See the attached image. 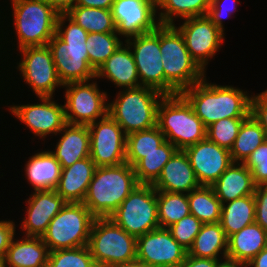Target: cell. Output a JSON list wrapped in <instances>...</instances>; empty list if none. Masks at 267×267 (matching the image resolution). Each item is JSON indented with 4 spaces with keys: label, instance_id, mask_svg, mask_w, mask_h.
Returning a JSON list of instances; mask_svg holds the SVG:
<instances>
[{
    "label": "cell",
    "instance_id": "33",
    "mask_svg": "<svg viewBox=\"0 0 267 267\" xmlns=\"http://www.w3.org/2000/svg\"><path fill=\"white\" fill-rule=\"evenodd\" d=\"M177 150L173 144L166 140L156 151L146 154L134 166L138 184L153 185L161 175L165 164Z\"/></svg>",
    "mask_w": 267,
    "mask_h": 267
},
{
    "label": "cell",
    "instance_id": "9",
    "mask_svg": "<svg viewBox=\"0 0 267 267\" xmlns=\"http://www.w3.org/2000/svg\"><path fill=\"white\" fill-rule=\"evenodd\" d=\"M137 238L128 234L111 218H96L88 247L98 267L136 259Z\"/></svg>",
    "mask_w": 267,
    "mask_h": 267
},
{
    "label": "cell",
    "instance_id": "22",
    "mask_svg": "<svg viewBox=\"0 0 267 267\" xmlns=\"http://www.w3.org/2000/svg\"><path fill=\"white\" fill-rule=\"evenodd\" d=\"M104 77L123 89L141 86L134 57L127 44H122L95 72V78Z\"/></svg>",
    "mask_w": 267,
    "mask_h": 267
},
{
    "label": "cell",
    "instance_id": "36",
    "mask_svg": "<svg viewBox=\"0 0 267 267\" xmlns=\"http://www.w3.org/2000/svg\"><path fill=\"white\" fill-rule=\"evenodd\" d=\"M165 141V136L157 125L127 135L126 162L134 167L146 154L156 151Z\"/></svg>",
    "mask_w": 267,
    "mask_h": 267
},
{
    "label": "cell",
    "instance_id": "8",
    "mask_svg": "<svg viewBox=\"0 0 267 267\" xmlns=\"http://www.w3.org/2000/svg\"><path fill=\"white\" fill-rule=\"evenodd\" d=\"M96 218L83 203L67 202L42 236L49 252L86 246Z\"/></svg>",
    "mask_w": 267,
    "mask_h": 267
},
{
    "label": "cell",
    "instance_id": "27",
    "mask_svg": "<svg viewBox=\"0 0 267 267\" xmlns=\"http://www.w3.org/2000/svg\"><path fill=\"white\" fill-rule=\"evenodd\" d=\"M267 247V231L256 222L227 238V258L247 264Z\"/></svg>",
    "mask_w": 267,
    "mask_h": 267
},
{
    "label": "cell",
    "instance_id": "30",
    "mask_svg": "<svg viewBox=\"0 0 267 267\" xmlns=\"http://www.w3.org/2000/svg\"><path fill=\"white\" fill-rule=\"evenodd\" d=\"M255 222L254 195L243 196L222 204L220 224L226 237Z\"/></svg>",
    "mask_w": 267,
    "mask_h": 267
},
{
    "label": "cell",
    "instance_id": "40",
    "mask_svg": "<svg viewBox=\"0 0 267 267\" xmlns=\"http://www.w3.org/2000/svg\"><path fill=\"white\" fill-rule=\"evenodd\" d=\"M246 118H224L209 125L206 138L230 150L238 135L240 126Z\"/></svg>",
    "mask_w": 267,
    "mask_h": 267
},
{
    "label": "cell",
    "instance_id": "37",
    "mask_svg": "<svg viewBox=\"0 0 267 267\" xmlns=\"http://www.w3.org/2000/svg\"><path fill=\"white\" fill-rule=\"evenodd\" d=\"M157 212L161 228H168L180 221L190 214L187 194L157 191Z\"/></svg>",
    "mask_w": 267,
    "mask_h": 267
},
{
    "label": "cell",
    "instance_id": "35",
    "mask_svg": "<svg viewBox=\"0 0 267 267\" xmlns=\"http://www.w3.org/2000/svg\"><path fill=\"white\" fill-rule=\"evenodd\" d=\"M190 213L203 224L219 223L222 203L211 186H200L187 194Z\"/></svg>",
    "mask_w": 267,
    "mask_h": 267
},
{
    "label": "cell",
    "instance_id": "10",
    "mask_svg": "<svg viewBox=\"0 0 267 267\" xmlns=\"http://www.w3.org/2000/svg\"><path fill=\"white\" fill-rule=\"evenodd\" d=\"M109 218L136 238L159 228L157 190L138 184Z\"/></svg>",
    "mask_w": 267,
    "mask_h": 267
},
{
    "label": "cell",
    "instance_id": "51",
    "mask_svg": "<svg viewBox=\"0 0 267 267\" xmlns=\"http://www.w3.org/2000/svg\"><path fill=\"white\" fill-rule=\"evenodd\" d=\"M102 267H150V266H148L147 264L136 258L131 261L117 263V264H110Z\"/></svg>",
    "mask_w": 267,
    "mask_h": 267
},
{
    "label": "cell",
    "instance_id": "42",
    "mask_svg": "<svg viewBox=\"0 0 267 267\" xmlns=\"http://www.w3.org/2000/svg\"><path fill=\"white\" fill-rule=\"evenodd\" d=\"M244 164L251 171L256 186L267 185V139L250 154Z\"/></svg>",
    "mask_w": 267,
    "mask_h": 267
},
{
    "label": "cell",
    "instance_id": "16",
    "mask_svg": "<svg viewBox=\"0 0 267 267\" xmlns=\"http://www.w3.org/2000/svg\"><path fill=\"white\" fill-rule=\"evenodd\" d=\"M111 11L116 33L126 40L160 26L155 0H114Z\"/></svg>",
    "mask_w": 267,
    "mask_h": 267
},
{
    "label": "cell",
    "instance_id": "28",
    "mask_svg": "<svg viewBox=\"0 0 267 267\" xmlns=\"http://www.w3.org/2000/svg\"><path fill=\"white\" fill-rule=\"evenodd\" d=\"M24 169L34 191L55 190L62 171L60 162L49 150L31 156Z\"/></svg>",
    "mask_w": 267,
    "mask_h": 267
},
{
    "label": "cell",
    "instance_id": "46",
    "mask_svg": "<svg viewBox=\"0 0 267 267\" xmlns=\"http://www.w3.org/2000/svg\"><path fill=\"white\" fill-rule=\"evenodd\" d=\"M12 220L0 221V263H3L6 251L11 244L13 238H15L16 225Z\"/></svg>",
    "mask_w": 267,
    "mask_h": 267
},
{
    "label": "cell",
    "instance_id": "41",
    "mask_svg": "<svg viewBox=\"0 0 267 267\" xmlns=\"http://www.w3.org/2000/svg\"><path fill=\"white\" fill-rule=\"evenodd\" d=\"M202 225L203 223L190 213L180 221L170 225L167 229L172 237L188 251Z\"/></svg>",
    "mask_w": 267,
    "mask_h": 267
},
{
    "label": "cell",
    "instance_id": "20",
    "mask_svg": "<svg viewBox=\"0 0 267 267\" xmlns=\"http://www.w3.org/2000/svg\"><path fill=\"white\" fill-rule=\"evenodd\" d=\"M26 202L27 216L21 228L27 237H42L50 221L67 203L55 190L35 191Z\"/></svg>",
    "mask_w": 267,
    "mask_h": 267
},
{
    "label": "cell",
    "instance_id": "25",
    "mask_svg": "<svg viewBox=\"0 0 267 267\" xmlns=\"http://www.w3.org/2000/svg\"><path fill=\"white\" fill-rule=\"evenodd\" d=\"M222 204L237 198L254 195L255 187L251 171L244 163L232 162L211 186Z\"/></svg>",
    "mask_w": 267,
    "mask_h": 267
},
{
    "label": "cell",
    "instance_id": "48",
    "mask_svg": "<svg viewBox=\"0 0 267 267\" xmlns=\"http://www.w3.org/2000/svg\"><path fill=\"white\" fill-rule=\"evenodd\" d=\"M54 8L59 14H66L76 5V0H43Z\"/></svg>",
    "mask_w": 267,
    "mask_h": 267
},
{
    "label": "cell",
    "instance_id": "45",
    "mask_svg": "<svg viewBox=\"0 0 267 267\" xmlns=\"http://www.w3.org/2000/svg\"><path fill=\"white\" fill-rule=\"evenodd\" d=\"M255 222L267 231V185L255 187Z\"/></svg>",
    "mask_w": 267,
    "mask_h": 267
},
{
    "label": "cell",
    "instance_id": "47",
    "mask_svg": "<svg viewBox=\"0 0 267 267\" xmlns=\"http://www.w3.org/2000/svg\"><path fill=\"white\" fill-rule=\"evenodd\" d=\"M218 260H221V258H199L187 254L184 261L180 264L179 267H216Z\"/></svg>",
    "mask_w": 267,
    "mask_h": 267
},
{
    "label": "cell",
    "instance_id": "7",
    "mask_svg": "<svg viewBox=\"0 0 267 267\" xmlns=\"http://www.w3.org/2000/svg\"><path fill=\"white\" fill-rule=\"evenodd\" d=\"M19 50L46 46L56 31L59 13L43 0H11Z\"/></svg>",
    "mask_w": 267,
    "mask_h": 267
},
{
    "label": "cell",
    "instance_id": "15",
    "mask_svg": "<svg viewBox=\"0 0 267 267\" xmlns=\"http://www.w3.org/2000/svg\"><path fill=\"white\" fill-rule=\"evenodd\" d=\"M125 43L133 54L141 86L154 88L164 94L160 26L155 31L129 38Z\"/></svg>",
    "mask_w": 267,
    "mask_h": 267
},
{
    "label": "cell",
    "instance_id": "29",
    "mask_svg": "<svg viewBox=\"0 0 267 267\" xmlns=\"http://www.w3.org/2000/svg\"><path fill=\"white\" fill-rule=\"evenodd\" d=\"M219 253L223 259L227 257V237L221 224H203L187 254L199 258L219 259Z\"/></svg>",
    "mask_w": 267,
    "mask_h": 267
},
{
    "label": "cell",
    "instance_id": "39",
    "mask_svg": "<svg viewBox=\"0 0 267 267\" xmlns=\"http://www.w3.org/2000/svg\"><path fill=\"white\" fill-rule=\"evenodd\" d=\"M46 267H98L88 245L49 252Z\"/></svg>",
    "mask_w": 267,
    "mask_h": 267
},
{
    "label": "cell",
    "instance_id": "18",
    "mask_svg": "<svg viewBox=\"0 0 267 267\" xmlns=\"http://www.w3.org/2000/svg\"><path fill=\"white\" fill-rule=\"evenodd\" d=\"M41 103L13 105L9 110L22 123L31 129L32 133L43 138L49 134L58 133L67 124L65 107L53 100V97H38Z\"/></svg>",
    "mask_w": 267,
    "mask_h": 267
},
{
    "label": "cell",
    "instance_id": "38",
    "mask_svg": "<svg viewBox=\"0 0 267 267\" xmlns=\"http://www.w3.org/2000/svg\"><path fill=\"white\" fill-rule=\"evenodd\" d=\"M117 35V33L88 34L86 47L89 64L95 72L123 44Z\"/></svg>",
    "mask_w": 267,
    "mask_h": 267
},
{
    "label": "cell",
    "instance_id": "21",
    "mask_svg": "<svg viewBox=\"0 0 267 267\" xmlns=\"http://www.w3.org/2000/svg\"><path fill=\"white\" fill-rule=\"evenodd\" d=\"M195 172L184 150H177L165 164L161 175L153 184L157 191L188 194L199 188Z\"/></svg>",
    "mask_w": 267,
    "mask_h": 267
},
{
    "label": "cell",
    "instance_id": "44",
    "mask_svg": "<svg viewBox=\"0 0 267 267\" xmlns=\"http://www.w3.org/2000/svg\"><path fill=\"white\" fill-rule=\"evenodd\" d=\"M250 114L264 129L267 139V89L257 95H251Z\"/></svg>",
    "mask_w": 267,
    "mask_h": 267
},
{
    "label": "cell",
    "instance_id": "4",
    "mask_svg": "<svg viewBox=\"0 0 267 267\" xmlns=\"http://www.w3.org/2000/svg\"><path fill=\"white\" fill-rule=\"evenodd\" d=\"M164 95L182 93L203 80L205 72L191 58L183 36L173 25H160Z\"/></svg>",
    "mask_w": 267,
    "mask_h": 267
},
{
    "label": "cell",
    "instance_id": "13",
    "mask_svg": "<svg viewBox=\"0 0 267 267\" xmlns=\"http://www.w3.org/2000/svg\"><path fill=\"white\" fill-rule=\"evenodd\" d=\"M88 128L90 157L97 167L126 162L127 135L109 114L88 125Z\"/></svg>",
    "mask_w": 267,
    "mask_h": 267
},
{
    "label": "cell",
    "instance_id": "11",
    "mask_svg": "<svg viewBox=\"0 0 267 267\" xmlns=\"http://www.w3.org/2000/svg\"><path fill=\"white\" fill-rule=\"evenodd\" d=\"M64 87L68 124L88 126L108 114L107 92H101L96 81L71 82Z\"/></svg>",
    "mask_w": 267,
    "mask_h": 267
},
{
    "label": "cell",
    "instance_id": "12",
    "mask_svg": "<svg viewBox=\"0 0 267 267\" xmlns=\"http://www.w3.org/2000/svg\"><path fill=\"white\" fill-rule=\"evenodd\" d=\"M22 61L18 64L24 82L32 88L36 97H53L56 88L63 87L48 45L20 49Z\"/></svg>",
    "mask_w": 267,
    "mask_h": 267
},
{
    "label": "cell",
    "instance_id": "23",
    "mask_svg": "<svg viewBox=\"0 0 267 267\" xmlns=\"http://www.w3.org/2000/svg\"><path fill=\"white\" fill-rule=\"evenodd\" d=\"M96 167L91 157H86L69 167L62 168L55 191L66 202L82 203Z\"/></svg>",
    "mask_w": 267,
    "mask_h": 267
},
{
    "label": "cell",
    "instance_id": "34",
    "mask_svg": "<svg viewBox=\"0 0 267 267\" xmlns=\"http://www.w3.org/2000/svg\"><path fill=\"white\" fill-rule=\"evenodd\" d=\"M66 15L88 33H116L111 10L74 6Z\"/></svg>",
    "mask_w": 267,
    "mask_h": 267
},
{
    "label": "cell",
    "instance_id": "19",
    "mask_svg": "<svg viewBox=\"0 0 267 267\" xmlns=\"http://www.w3.org/2000/svg\"><path fill=\"white\" fill-rule=\"evenodd\" d=\"M184 151L201 186H212L232 163L230 150L207 138Z\"/></svg>",
    "mask_w": 267,
    "mask_h": 267
},
{
    "label": "cell",
    "instance_id": "31",
    "mask_svg": "<svg viewBox=\"0 0 267 267\" xmlns=\"http://www.w3.org/2000/svg\"><path fill=\"white\" fill-rule=\"evenodd\" d=\"M211 0H157L156 6L160 25H175L174 18L187 19L206 16Z\"/></svg>",
    "mask_w": 267,
    "mask_h": 267
},
{
    "label": "cell",
    "instance_id": "2",
    "mask_svg": "<svg viewBox=\"0 0 267 267\" xmlns=\"http://www.w3.org/2000/svg\"><path fill=\"white\" fill-rule=\"evenodd\" d=\"M207 81L205 75L202 81L181 93L206 127L220 119L247 118L250 115L251 96L247 91Z\"/></svg>",
    "mask_w": 267,
    "mask_h": 267
},
{
    "label": "cell",
    "instance_id": "1",
    "mask_svg": "<svg viewBox=\"0 0 267 267\" xmlns=\"http://www.w3.org/2000/svg\"><path fill=\"white\" fill-rule=\"evenodd\" d=\"M88 34L66 14H59L55 35L48 42V47L63 85L96 79L87 53Z\"/></svg>",
    "mask_w": 267,
    "mask_h": 267
},
{
    "label": "cell",
    "instance_id": "14",
    "mask_svg": "<svg viewBox=\"0 0 267 267\" xmlns=\"http://www.w3.org/2000/svg\"><path fill=\"white\" fill-rule=\"evenodd\" d=\"M183 36L191 58L205 72L208 61L218 52L224 41V31L207 16L184 19L179 27L173 25Z\"/></svg>",
    "mask_w": 267,
    "mask_h": 267
},
{
    "label": "cell",
    "instance_id": "6",
    "mask_svg": "<svg viewBox=\"0 0 267 267\" xmlns=\"http://www.w3.org/2000/svg\"><path fill=\"white\" fill-rule=\"evenodd\" d=\"M164 94L154 88L140 86L123 89L108 102V114L126 135L148 130L157 125V108Z\"/></svg>",
    "mask_w": 267,
    "mask_h": 267
},
{
    "label": "cell",
    "instance_id": "52",
    "mask_svg": "<svg viewBox=\"0 0 267 267\" xmlns=\"http://www.w3.org/2000/svg\"><path fill=\"white\" fill-rule=\"evenodd\" d=\"M216 267H247V264L226 257L218 260Z\"/></svg>",
    "mask_w": 267,
    "mask_h": 267
},
{
    "label": "cell",
    "instance_id": "26",
    "mask_svg": "<svg viewBox=\"0 0 267 267\" xmlns=\"http://www.w3.org/2000/svg\"><path fill=\"white\" fill-rule=\"evenodd\" d=\"M49 250L42 237L13 238L2 267H46Z\"/></svg>",
    "mask_w": 267,
    "mask_h": 267
},
{
    "label": "cell",
    "instance_id": "17",
    "mask_svg": "<svg viewBox=\"0 0 267 267\" xmlns=\"http://www.w3.org/2000/svg\"><path fill=\"white\" fill-rule=\"evenodd\" d=\"M187 255L167 228H157L137 237L136 258L150 267H179Z\"/></svg>",
    "mask_w": 267,
    "mask_h": 267
},
{
    "label": "cell",
    "instance_id": "50",
    "mask_svg": "<svg viewBox=\"0 0 267 267\" xmlns=\"http://www.w3.org/2000/svg\"><path fill=\"white\" fill-rule=\"evenodd\" d=\"M247 267H267V247L262 249L251 261Z\"/></svg>",
    "mask_w": 267,
    "mask_h": 267
},
{
    "label": "cell",
    "instance_id": "43",
    "mask_svg": "<svg viewBox=\"0 0 267 267\" xmlns=\"http://www.w3.org/2000/svg\"><path fill=\"white\" fill-rule=\"evenodd\" d=\"M239 0H211L207 17L222 31H224L223 18L231 17V13H234ZM227 3V4H226ZM231 6H230V5ZM228 5V6H227ZM235 9V10H234Z\"/></svg>",
    "mask_w": 267,
    "mask_h": 267
},
{
    "label": "cell",
    "instance_id": "5",
    "mask_svg": "<svg viewBox=\"0 0 267 267\" xmlns=\"http://www.w3.org/2000/svg\"><path fill=\"white\" fill-rule=\"evenodd\" d=\"M157 126L178 150H185L206 138L207 127L181 93L164 95L161 99L157 108Z\"/></svg>",
    "mask_w": 267,
    "mask_h": 267
},
{
    "label": "cell",
    "instance_id": "3",
    "mask_svg": "<svg viewBox=\"0 0 267 267\" xmlns=\"http://www.w3.org/2000/svg\"><path fill=\"white\" fill-rule=\"evenodd\" d=\"M137 185L134 167L127 162L96 167L82 203L95 218H109Z\"/></svg>",
    "mask_w": 267,
    "mask_h": 267
},
{
    "label": "cell",
    "instance_id": "32",
    "mask_svg": "<svg viewBox=\"0 0 267 267\" xmlns=\"http://www.w3.org/2000/svg\"><path fill=\"white\" fill-rule=\"evenodd\" d=\"M265 140L264 129L250 114L240 126L238 135L230 149L232 162L244 163Z\"/></svg>",
    "mask_w": 267,
    "mask_h": 267
},
{
    "label": "cell",
    "instance_id": "49",
    "mask_svg": "<svg viewBox=\"0 0 267 267\" xmlns=\"http://www.w3.org/2000/svg\"><path fill=\"white\" fill-rule=\"evenodd\" d=\"M114 0H76L75 6L101 8V9H112Z\"/></svg>",
    "mask_w": 267,
    "mask_h": 267
},
{
    "label": "cell",
    "instance_id": "24",
    "mask_svg": "<svg viewBox=\"0 0 267 267\" xmlns=\"http://www.w3.org/2000/svg\"><path fill=\"white\" fill-rule=\"evenodd\" d=\"M63 132V133H62ZM61 137L50 151L60 162L62 168L73 165L76 161L90 157V134L86 125L66 124L59 132Z\"/></svg>",
    "mask_w": 267,
    "mask_h": 267
}]
</instances>
